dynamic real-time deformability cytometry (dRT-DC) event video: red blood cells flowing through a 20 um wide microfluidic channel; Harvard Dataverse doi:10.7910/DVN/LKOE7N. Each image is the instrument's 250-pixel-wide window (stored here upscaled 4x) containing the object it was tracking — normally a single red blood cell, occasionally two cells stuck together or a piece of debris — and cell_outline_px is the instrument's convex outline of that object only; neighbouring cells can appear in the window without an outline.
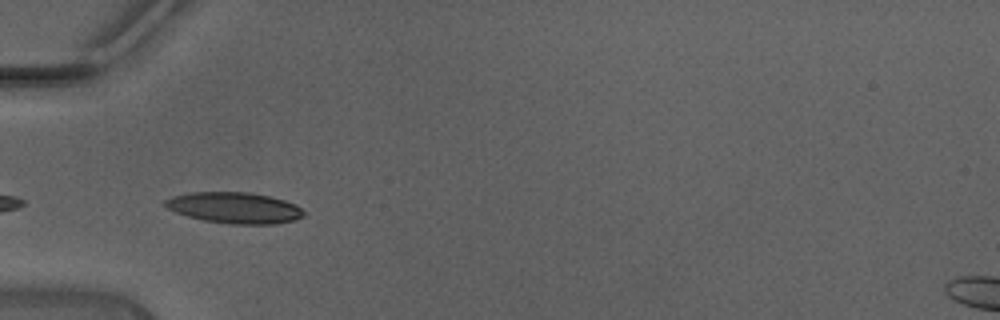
{"species": "Egyptian fruit bat (a non-hibernating species)", "species_latin": "Rousettus aegyptiacus", "temperature_condition": "warm", "stored_images_in_passage": 18, "camera_frame_rate_fps": 3000, "um_per_image_px": 0.085, "animal": {"sex": "male"}, "frame": {"image": 1, "passage_image": 1, "time_ms": 0.0, "image_size_px": [1000, 320], "cell_outline_px": [[304, 216], [292, 220], [272, 224], [232, 224], [204, 220], [188, 216], [176, 212], [168, 208], [164, 204], [164, 200], [172, 196], [192, 192], [248, 192], [272, 196], [296, 204], [304, 212]], "centroid_in_image_um": [19.93, 17.65], "position_along_channel_um": 65.1, "area_um2": 24.97}}
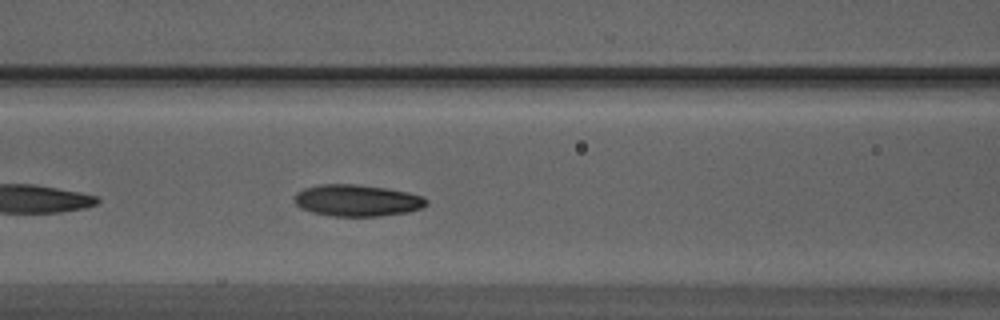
{"frame": {"image": 2, "passage_image": 6, "time_ms": 1.667, "image_size_px": [1000, 320], "cell_outline_px": [[428, 204], [420, 208], [408, 212], [380, 216], [332, 216], [312, 212], [300, 208], [292, 200], [296, 192], [304, 188], [320, 184], [356, 184], [388, 188], [408, 192], [424, 196], [428, 200]], "centroid_in_image_um": [30.34, 17.03], "position_along_channel_um": 136.3, "area_um2": 24.62}}